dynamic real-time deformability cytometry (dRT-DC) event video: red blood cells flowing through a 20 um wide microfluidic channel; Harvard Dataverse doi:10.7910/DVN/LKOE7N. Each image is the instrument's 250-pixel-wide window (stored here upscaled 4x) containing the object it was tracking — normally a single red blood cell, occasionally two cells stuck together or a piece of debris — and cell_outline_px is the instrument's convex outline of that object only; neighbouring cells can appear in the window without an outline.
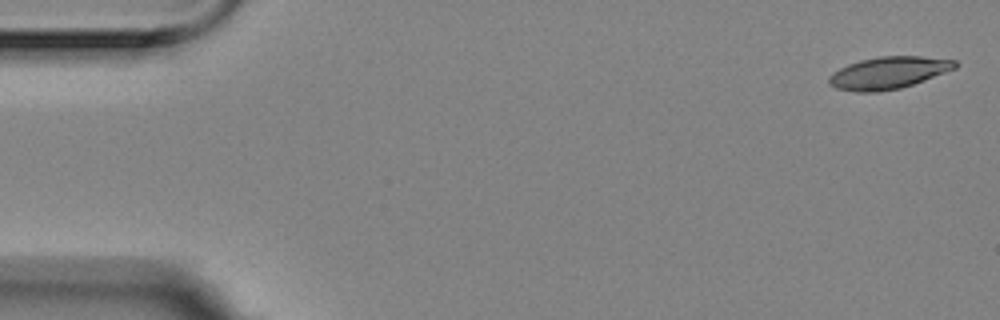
{"species": "Egyptian fruit bat (a non-hibernating species)", "species_latin": "Rousettus aegyptiacus", "temperature_condition": "room temperature", "stored_images_in_passage": 5, "camera_frame_rate_fps": 3000, "um_per_image_px": 0.085, "animal": {"sex": "female"}, "frame": {"image": 1, "passage_image": 1, "time_ms": 0.0, "image_size_px": [1000, 320], "cell_outline_px": [[960, 64], [956, 68], [924, 80], [900, 88], [876, 92], [856, 92], [836, 88], [828, 84], [828, 76], [832, 72], [848, 64], [860, 60], [880, 56], [920, 56], [956, 60]], "centroid_in_image_um": [75.5, 6.18], "position_along_channel_um": 9.5, "area_um2": 23.64}}
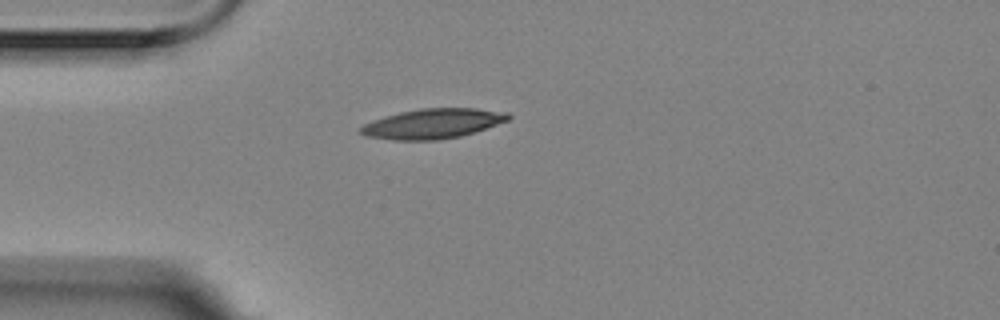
{"frame": {"image": 2, "passage_image": 4, "time_ms": 1.0, "image_size_px": [1000, 320], "cell_outline_px": [[512, 116], [508, 120], [460, 136], [436, 140], [392, 140], [364, 136], [360, 132], [360, 128], [364, 124], [372, 120], [384, 116], [400, 112], [420, 108], [476, 108], [508, 112]], "centroid_in_image_um": [36.75, 10.5], "position_along_channel_um": 48.3, "area_um2": 25.61}}